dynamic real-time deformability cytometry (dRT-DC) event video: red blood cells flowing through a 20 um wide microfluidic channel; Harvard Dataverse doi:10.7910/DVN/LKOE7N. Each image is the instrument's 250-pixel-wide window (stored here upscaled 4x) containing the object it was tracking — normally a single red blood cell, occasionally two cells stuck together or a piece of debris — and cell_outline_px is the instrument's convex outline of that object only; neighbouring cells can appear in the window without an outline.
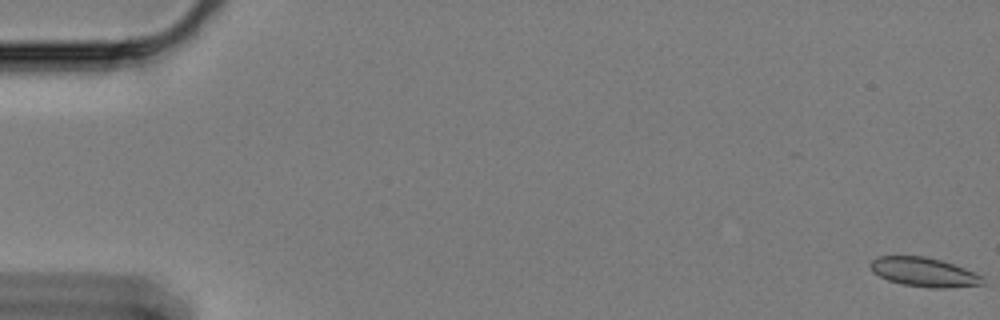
{"species": "Egyptian fruit bat (a non-hibernating species)", "species_latin": "Rousettus aegyptiacus", "temperature_condition": "cold", "stored_images_in_passage": 62, "camera_frame_rate_fps": 3000, "um_per_image_px": 0.085, "animal": {"sex": "female"}, "frame": {"image": 1, "passage_image": 1, "time_ms": 0.0, "image_size_px": [1000, 320], "cell_outline_px": [[984, 284], [944, 288], [932, 288], [904, 284], [888, 280], [872, 272], [868, 264], [872, 260], [880, 256], [924, 256], [940, 260], [964, 268], [984, 276]], "centroid_in_image_um": [78.53, 23.13], "position_along_channel_um": 6.5, "area_um2": 18.96}}
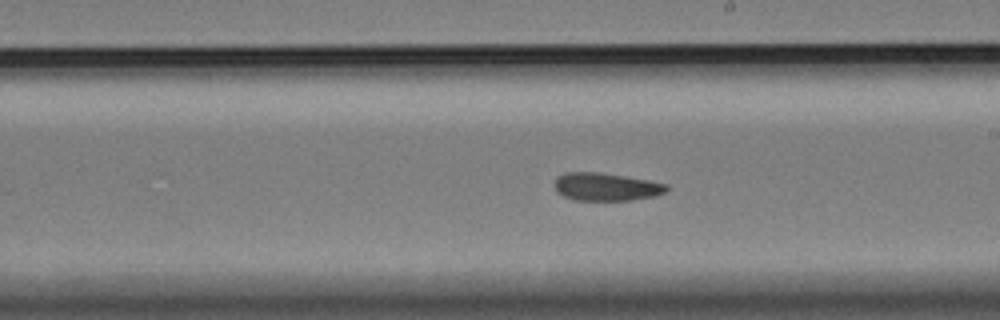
{"frame": {"image": 2, "passage_image": 36, "time_ms": 11.667, "image_size_px": [1000, 320], "cell_outline_px": [[668, 188], [664, 192], [656, 196], [632, 200], [576, 200], [564, 196], [556, 192], [556, 176], [564, 172], [600, 172], [648, 180], [668, 184]], "centroid_in_image_um": [51.52, 15.87], "position_along_channel_um": 237.5, "area_um2": 18.21}}
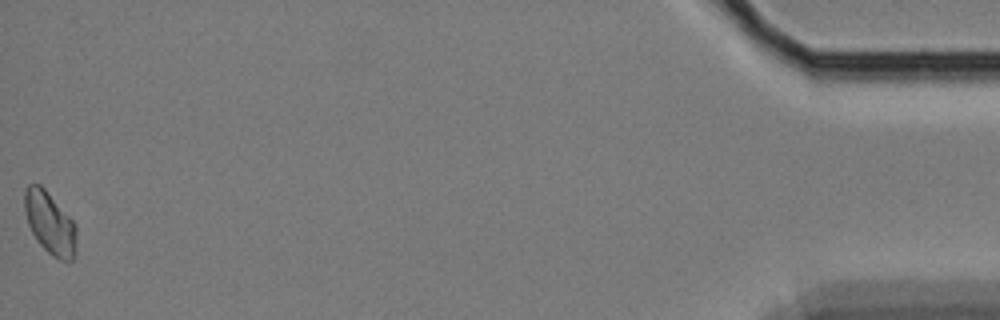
{"frame": {"image": 3, "passage_image": 62, "time_ms": 20.333, "image_size_px": [1000, 320], "cell_outline_px": [[76, 252], [72, 260], [60, 260], [52, 256], [40, 244], [32, 232], [28, 224], [24, 212], [24, 192], [28, 184], [40, 184], [44, 188], [76, 224]], "centroid_in_image_um": [4.24, 18.96], "position_along_channel_um": 431.0, "area_um2": 18.79}, "authors_computed_cell_mechanics": {"area_um2": 18.7272, "velocity_mm_per_s": 3.2866, "shape_relaxation_time_tau1_ms": 6.3267, "shape_relaxation_time_tau2_ms": 2.7313, "deformation_change_tau1": 0.1072, "deformation_change_tau2": 0.0705}}